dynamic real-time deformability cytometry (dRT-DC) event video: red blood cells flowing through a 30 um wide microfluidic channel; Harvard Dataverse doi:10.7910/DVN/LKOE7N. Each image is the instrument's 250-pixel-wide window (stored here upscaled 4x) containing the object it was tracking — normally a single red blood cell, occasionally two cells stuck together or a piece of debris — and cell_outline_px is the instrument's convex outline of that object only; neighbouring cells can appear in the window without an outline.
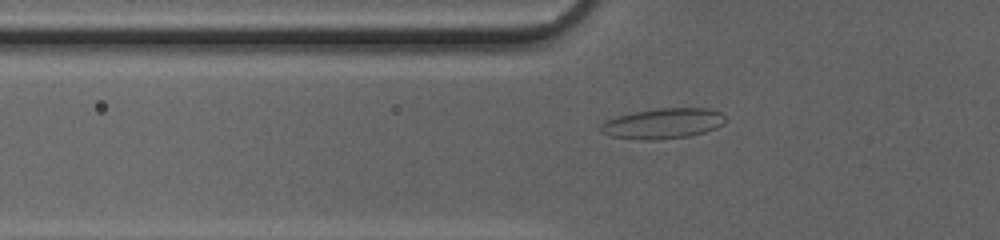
{"species": "common noctule bat (a hibernating species)", "species_latin": "Nyctalus noctula", "temperature_condition": "cold", "stored_images_in_passage": 52, "camera_frame_rate_fps": 3000, "um_per_image_px": 0.085, "animal": {"sex": "female", "body_mass_g": 20.0, "forearm_length_mm": 54.0}, "frame": {"image": 1, "passage_image": 20, "time_ms": 6.333, "image_size_px": [1000, 240], "cell_outline_px": [[724, 124], [716, 128], [704, 132], [688, 136], [656, 140], [640, 140], [608, 136], [600, 132], [600, 124], [604, 120], [616, 116], [632, 112], [656, 108], [708, 108], [720, 112], [724, 116]], "centroid_in_image_um": [56.29, 10.5], "position_along_channel_um": 69.5, "area_um2": 22.37}}
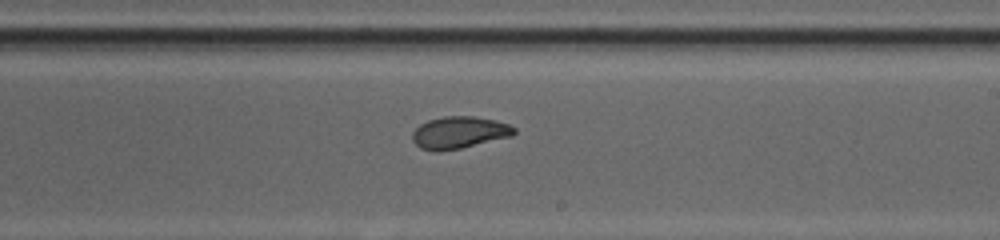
{"frame": {"image": 2, "passage_image": 33, "time_ms": 10.667, "image_size_px": [1000, 240], "cell_outline_px": [[516, 132], [512, 136], [460, 148], [436, 152], [420, 148], [412, 140], [412, 132], [420, 124], [428, 120], [444, 116], [476, 116], [496, 120], [508, 124], [516, 128]], "centroid_in_image_um": [39.02, 11.26], "position_along_channel_um": 250.0, "area_um2": 19.07}}
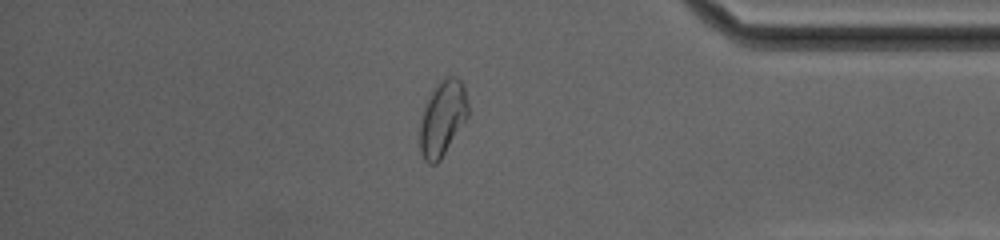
{"frame": {"image": 3, "passage_image": 45, "time_ms": 14.667, "image_size_px": [1000, 240], "cell_outline_px": [[468, 116], [440, 160], [436, 164], [428, 164], [424, 160], [420, 152], [420, 124], [424, 108], [428, 96], [440, 80], [448, 76], [456, 76], [464, 84], [468, 104]], "centroid_in_image_um": [37.61, 10.04], "position_along_channel_um": 397.6, "area_um2": 21.1}, "authors_computed_cell_mechanics": {"area_um2": 20.8369, "velocity_mm_per_s": 4.2017, "shape_relaxation_time_tau1_ms": 6.2472, "shape_relaxation_time_tau2_ms": 1.5348, "deformation_change_tau1": 0.1848, "deformation_change_tau2": 0.0646}}